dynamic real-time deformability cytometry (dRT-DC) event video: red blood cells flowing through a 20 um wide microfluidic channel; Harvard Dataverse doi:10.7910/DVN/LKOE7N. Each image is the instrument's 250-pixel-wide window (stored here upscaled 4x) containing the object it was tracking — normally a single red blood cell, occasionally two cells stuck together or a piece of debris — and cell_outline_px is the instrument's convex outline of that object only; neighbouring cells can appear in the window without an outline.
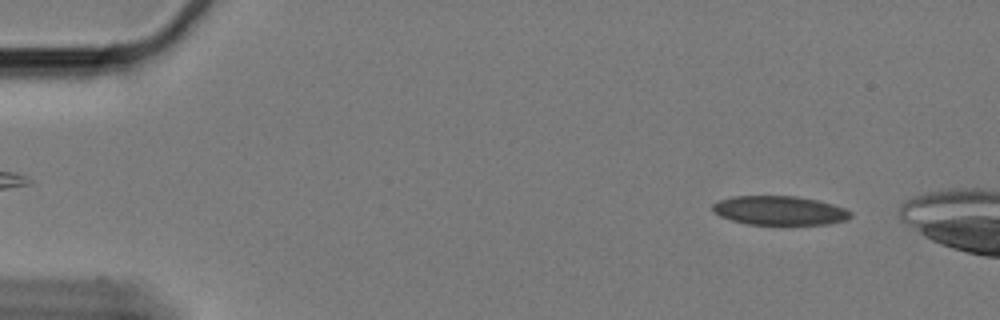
{"species": "Egyptian fruit bat (a non-hibernating species)", "species_latin": "Rousettus aegyptiacus", "temperature_condition": "cold", "stored_images_in_passage": 14, "camera_frame_rate_fps": 3000, "um_per_image_px": 0.085, "animal": {"sex": "female"}, "frame": {"image": 1, "passage_image": 7, "time_ms": 2.0, "image_size_px": [1000, 320], "cell_outline_px": [[852, 216], [848, 220], [828, 224], [748, 224], [732, 220], [720, 216], [712, 212], [712, 204], [720, 200], [732, 196], [796, 196], [816, 200], [832, 204], [844, 208], [852, 212]], "centroid_in_image_um": [66.26, 17.89], "position_along_channel_um": 18.7, "area_um2": 23.35}}